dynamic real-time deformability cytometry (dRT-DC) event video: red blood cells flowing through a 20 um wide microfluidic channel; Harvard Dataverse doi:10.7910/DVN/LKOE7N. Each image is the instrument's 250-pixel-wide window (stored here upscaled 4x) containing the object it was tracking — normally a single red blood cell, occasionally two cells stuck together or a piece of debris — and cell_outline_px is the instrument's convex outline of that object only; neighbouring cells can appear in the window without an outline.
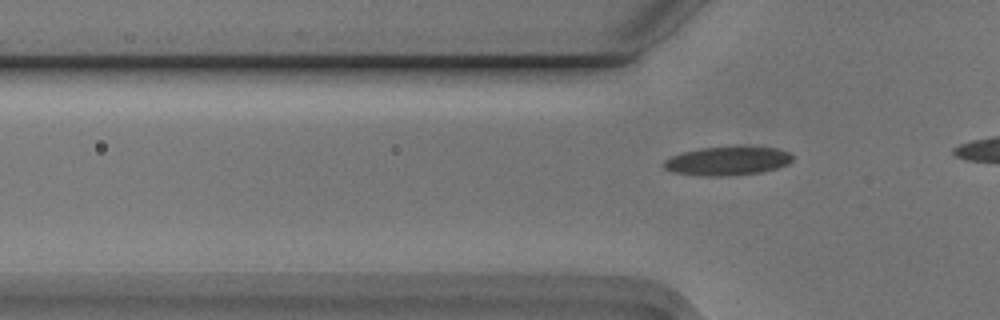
{"species": "Egyptian fruit bat (a non-hibernating species)", "species_latin": "Rousettus aegyptiacus", "temperature_condition": "cold", "stored_images_in_passage": 3, "camera_frame_rate_fps": 3000, "um_per_image_px": 0.085, "animal": {"sex": "male"}, "frame": {"image": 1, "passage_image": 3, "time_ms": 0.667, "image_size_px": [1000, 320], "cell_outline_px": [[792, 160], [788, 164], [776, 168], [760, 172], [728, 176], [704, 176], [672, 172], [664, 168], [664, 160], [672, 156], [684, 152], [700, 148], [776, 148], [788, 152], [792, 156]], "centroid_in_image_um": [61.8, 13.71], "position_along_channel_um": 64.0, "area_um2": 20.98}}